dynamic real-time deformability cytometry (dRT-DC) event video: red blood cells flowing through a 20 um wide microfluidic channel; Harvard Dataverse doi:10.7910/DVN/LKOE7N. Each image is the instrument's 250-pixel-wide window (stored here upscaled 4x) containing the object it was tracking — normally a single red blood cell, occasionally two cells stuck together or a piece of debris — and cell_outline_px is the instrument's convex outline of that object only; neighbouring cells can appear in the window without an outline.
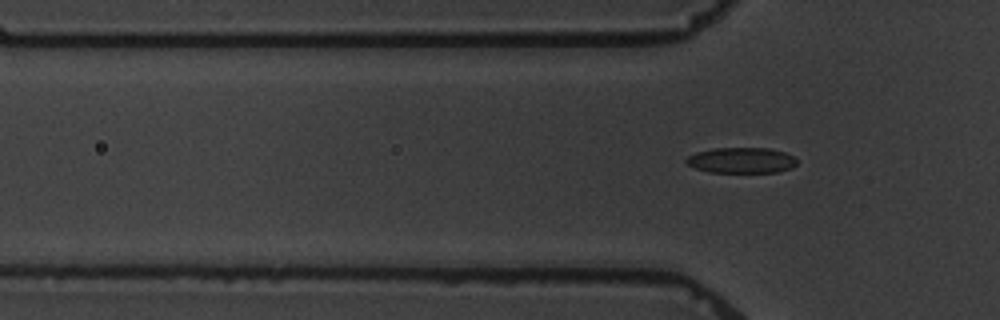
{"species": "common noctule bat (a hibernating species)", "species_latin": "Nyctalus noctula", "temperature_condition": "warm", "stored_images_in_passage": 6, "camera_frame_rate_fps": 3000, "um_per_image_px": 0.085, "animal": {"sex": "male", "body_mass_g": 19.5, "forearm_length_mm": 54.6}, "frame": {"image": 1, "passage_image": 6, "time_ms": 6.0, "image_size_px": [1000, 320], "cell_outline_px": [[796, 164], [792, 168], [776, 172], [708, 172], [696, 168], [688, 164], [684, 160], [688, 156], [696, 152], [712, 148], [768, 148], [784, 152], [792, 156], [796, 160]], "centroid_in_image_um": [63.0, 13.62], "position_along_channel_um": 62.8, "area_um2": 16.47}}